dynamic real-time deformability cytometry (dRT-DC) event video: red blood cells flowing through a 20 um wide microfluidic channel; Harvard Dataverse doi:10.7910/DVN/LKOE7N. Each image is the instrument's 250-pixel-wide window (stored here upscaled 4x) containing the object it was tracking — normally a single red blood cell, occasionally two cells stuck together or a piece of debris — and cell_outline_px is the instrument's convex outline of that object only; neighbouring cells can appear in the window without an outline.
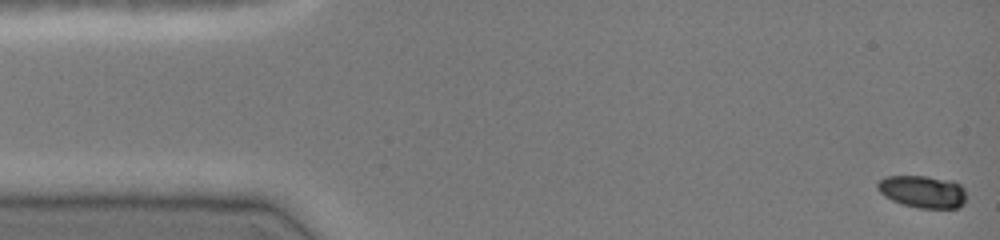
{"species": "common noctule bat (a hibernating species)", "species_latin": "Nyctalus noctula", "temperature_condition": "cold", "stored_images_in_passage": 48, "camera_frame_rate_fps": 3000, "um_per_image_px": 0.085, "animal": {"sex": "female", "body_mass_g": 19.0, "forearm_length_mm": 51.5}, "frame": {"image": 1, "passage_image": 1, "time_ms": 0.0, "image_size_px": [1000, 240], "cell_outline_px": [[964, 204], [960, 208], [916, 208], [892, 200], [884, 196], [876, 188], [876, 184], [884, 176], [928, 176], [956, 180], [964, 188]], "centroid_in_image_um": [78.44, 16.27], "position_along_channel_um": 6.6, "area_um2": 16.99}}
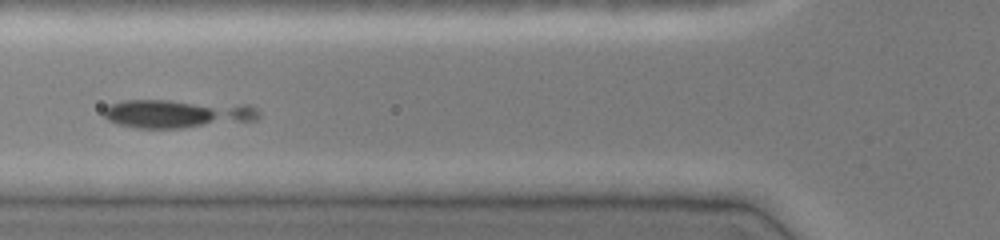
{"frame": {"image": 2, "passage_image": 18, "time_ms": 5.667, "image_size_px": [1000, 240], "cell_outline_px": [[260, 116], [256, 120], [184, 128], [136, 128], [116, 124], [108, 120], [104, 116], [104, 108], [108, 104], [124, 100], [168, 100], [248, 104], [256, 108], [260, 112]], "centroid_in_image_um": [15.06, 9.66], "position_along_channel_um": 110.7, "area_um2": 26.07}}
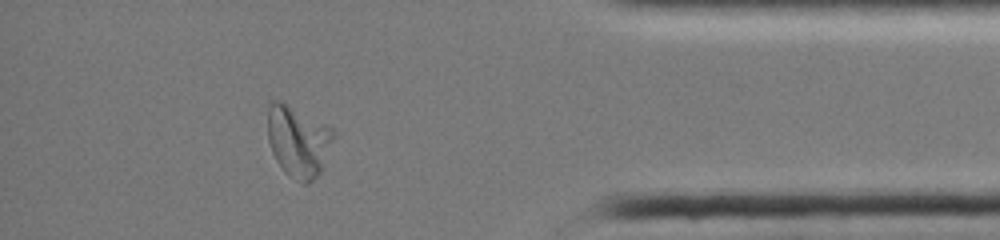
{"frame": {"image": 3, "passage_image": 42, "time_ms": 13.667, "image_size_px": [1000, 240], "cell_outline_px": [[336, 132], [320, 172], [308, 184], [304, 184], [288, 176], [284, 172], [276, 160], [272, 152], [268, 140], [268, 100], [280, 100], [336, 128]], "centroid_in_image_um": [25.34, 11.97], "position_along_channel_um": 409.9, "area_um2": 27.69}}